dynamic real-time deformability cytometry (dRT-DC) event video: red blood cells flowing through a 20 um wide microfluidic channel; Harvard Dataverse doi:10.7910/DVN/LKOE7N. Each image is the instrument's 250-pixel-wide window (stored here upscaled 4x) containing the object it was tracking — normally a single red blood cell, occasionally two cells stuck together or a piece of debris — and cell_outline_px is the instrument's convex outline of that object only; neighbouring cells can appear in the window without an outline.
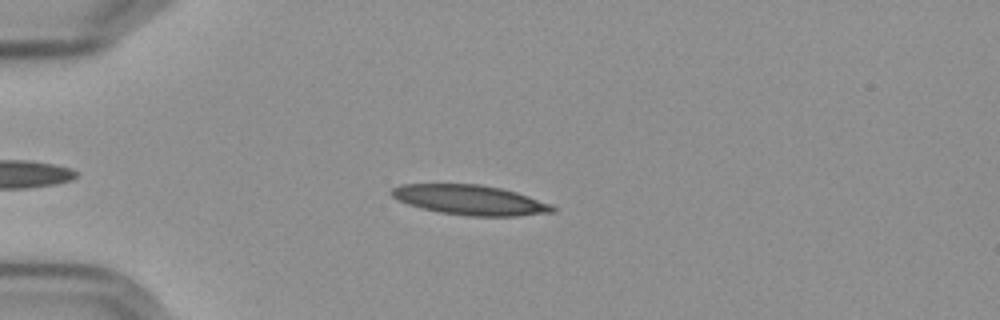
{"species": "Egyptian fruit bat (a non-hibernating species)", "species_latin": "Rousettus aegyptiacus", "temperature_condition": "cold", "stored_images_in_passage": 47, "camera_frame_rate_fps": 3000, "um_per_image_px": 0.085, "frame": {"image": 1, "passage_image": 10, "time_ms": 3.0, "image_size_px": [1000, 320], "cell_outline_px": [[556, 208], [552, 212], [516, 216], [468, 216], [440, 212], [420, 208], [408, 204], [392, 196], [392, 188], [400, 184], [480, 184], [500, 188], [516, 192], [552, 204]], "centroid_in_image_um": [39.96, 16.99], "position_along_channel_um": 45.0, "area_um2": 27.86}}
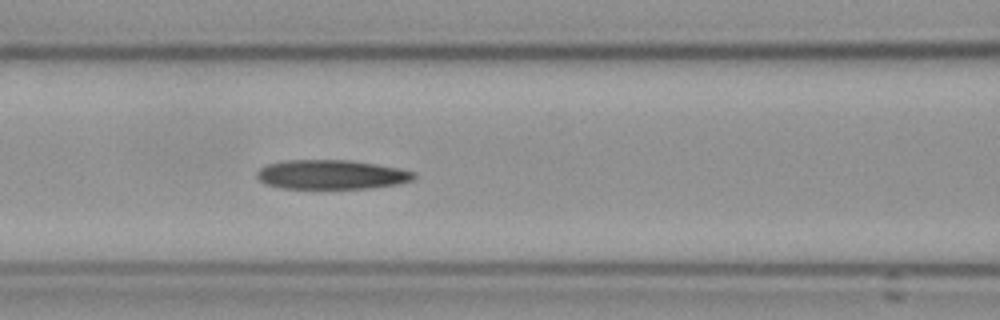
{"frame": {"image": 2, "passage_image": 20, "time_ms": 6.333, "image_size_px": [1000, 320], "cell_outline_px": [[416, 176], [412, 180], [396, 184], [372, 188], [280, 188], [268, 184], [260, 180], [256, 176], [256, 172], [260, 168], [268, 164], [284, 160], [348, 160], [376, 164], [400, 168], [416, 172]], "centroid_in_image_um": [28.18, 14.83], "position_along_channel_um": 138.4, "area_um2": 26.76}}
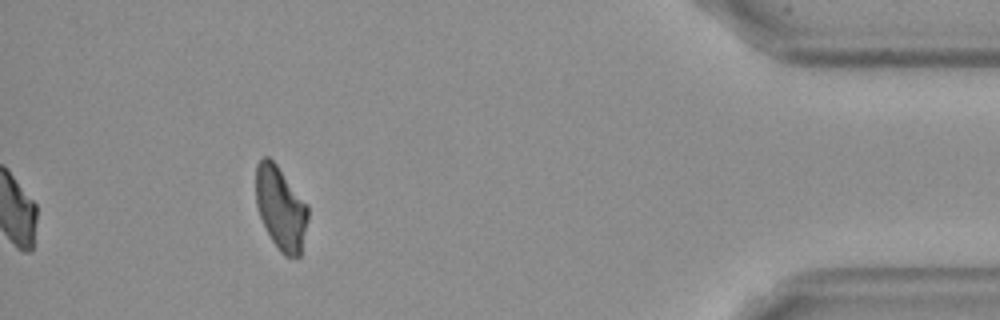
{"frame": {"image": 3, "passage_image": 47, "time_ms": 15.333, "image_size_px": [1000, 320], "cell_outline_px": [[308, 220], [300, 256], [284, 256], [280, 252], [272, 240], [260, 216], [256, 204], [256, 164], [264, 156], [268, 156], [276, 164], [308, 204]], "centroid_in_image_um": [23.87, 17.68], "position_along_channel_um": 411.3, "area_um2": 25.2}, "authors_computed_cell_mechanics": {"area_um2": 27.2816, "velocity_mm_per_s": 3.5912, "shape_relaxation_time_tau1_ms": 9.511, "shape_relaxation_time_tau2_ms": null, "deformation_change_tau1": 0.209, "deformation_change_tau2": null}}